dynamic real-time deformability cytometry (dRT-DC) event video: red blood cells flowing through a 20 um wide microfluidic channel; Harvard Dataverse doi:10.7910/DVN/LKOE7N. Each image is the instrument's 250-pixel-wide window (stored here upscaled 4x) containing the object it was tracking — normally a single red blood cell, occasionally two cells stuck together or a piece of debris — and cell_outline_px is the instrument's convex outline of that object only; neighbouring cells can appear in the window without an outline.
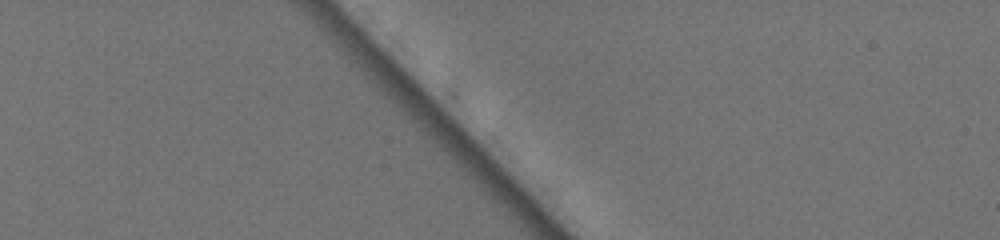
{"species": "common noctule bat (a hibernating species)", "species_latin": "Nyctalus noctula", "temperature_condition": "warm", "stored_images_in_passage": 2, "camera_frame_rate_fps": 3000, "um_per_image_px": 0.085, "animal": {"sex": "female", "body_mass_g": 19.5, "forearm_length_mm": 54.1}, "frame": {"image": 1, "passage_image": 1, "time_ms": 0.0, "image_size_px": [1000, 240], "cell_outline_px": [[596, 124], [592, 140], [584, 136], [560, 108], [540, 84], [532, 72], [532, 64], [548, 64], [596, 116]], "centroid_in_image_um": [48.12, 8.45], "position_along_channel_um": 36.9, "area_um2": 12.72}}